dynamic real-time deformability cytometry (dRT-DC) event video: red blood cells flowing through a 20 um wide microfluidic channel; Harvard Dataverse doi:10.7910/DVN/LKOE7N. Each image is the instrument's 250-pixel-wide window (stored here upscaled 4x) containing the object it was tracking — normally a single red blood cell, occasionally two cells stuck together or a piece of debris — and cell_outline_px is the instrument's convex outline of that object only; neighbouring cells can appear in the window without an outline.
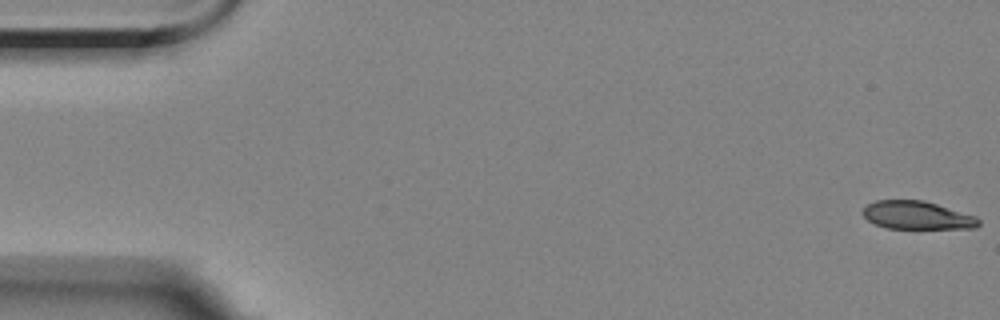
{"species": "Egyptian fruit bat (a non-hibernating species)", "species_latin": "Rousettus aegyptiacus", "temperature_condition": "room temperature", "stored_images_in_passage": 5, "camera_frame_rate_fps": 3000, "um_per_image_px": 0.085, "animal": {"sex": "female"}, "frame": {"image": 1, "passage_image": 1, "time_ms": 0.0, "image_size_px": [1000, 320], "cell_outline_px": [[980, 224], [976, 228], [888, 228], [876, 224], [868, 220], [860, 212], [868, 204], [876, 200], [924, 200], [976, 216], [980, 220]], "centroid_in_image_um": [77.95, 18.29], "position_along_channel_um": 7.0, "area_um2": 18.9}}
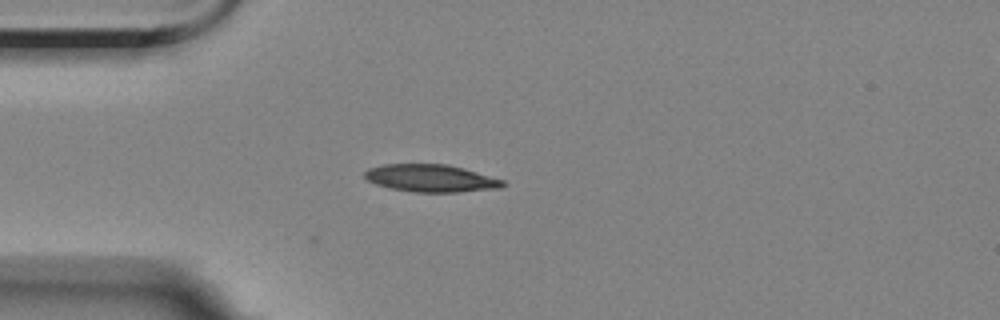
{"frame": {"image": 2, "passage_image": 5, "time_ms": 4.667, "image_size_px": [1000, 320], "cell_outline_px": [[504, 184], [500, 188], [456, 192], [412, 192], [392, 188], [376, 184], [368, 180], [364, 176], [364, 172], [368, 168], [384, 164], [448, 164], [464, 168], [504, 180]], "centroid_in_image_um": [36.61, 15.14], "position_along_channel_um": 48.4, "area_um2": 22.02}}